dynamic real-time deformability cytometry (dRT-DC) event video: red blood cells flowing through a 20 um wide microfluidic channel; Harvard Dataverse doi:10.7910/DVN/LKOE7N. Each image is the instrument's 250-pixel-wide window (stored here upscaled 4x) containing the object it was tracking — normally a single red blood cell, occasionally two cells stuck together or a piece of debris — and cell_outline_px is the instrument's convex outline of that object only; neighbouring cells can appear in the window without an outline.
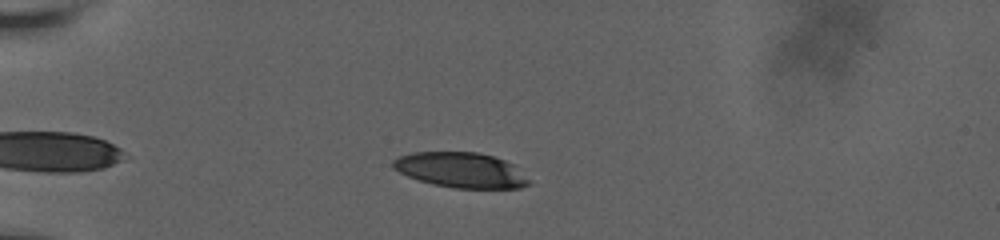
{"species": "human", "species_latin": "Homo sapiens", "temperature_condition": "room temperature", "stored_images_in_passage": 29, "camera_frame_rate_fps": 3000, "um_per_image_px": 0.085, "donor": {"sex": "male"}, "frame": {"image": 1, "passage_image": 5, "time_ms": 1.333, "image_size_px": [1000, 240], "cell_outline_px": [[532, 184], [520, 188], [456, 188], [432, 184], [408, 176], [392, 168], [392, 160], [400, 156], [412, 152], [480, 152], [516, 164]], "centroid_in_image_um": [39.21, 14.45], "position_along_channel_um": 45.8, "area_um2": 28.03}}
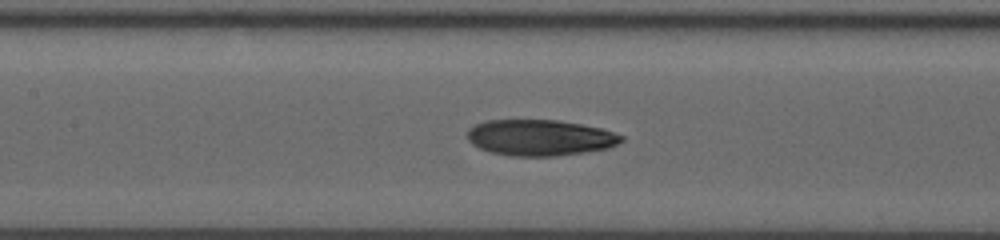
{"frame": {"image": 2, "passage_image": 18, "time_ms": 5.667, "image_size_px": [1000, 240], "cell_outline_px": [[624, 140], [608, 148], [584, 152], [556, 156], [508, 156], [492, 152], [480, 148], [472, 144], [464, 136], [468, 128], [476, 124], [488, 120], [556, 120], [580, 124], [600, 128], [624, 136]], "centroid_in_image_um": [45.85, 11.7], "position_along_channel_um": 161.6, "area_um2": 32.37}}
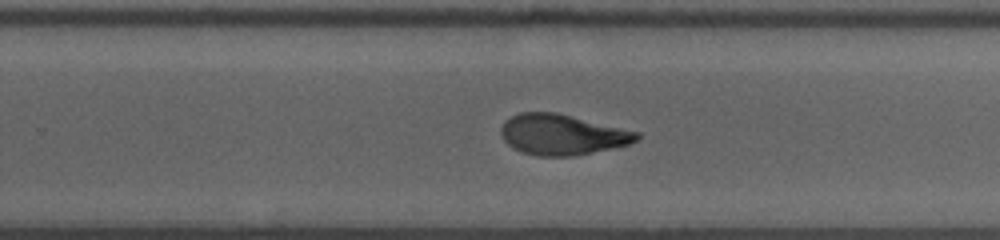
{"frame": {"image": 3, "passage_image": 28, "time_ms": 9.0, "image_size_px": [1000, 240], "cell_outline_px": [[640, 136], [636, 140], [628, 144], [612, 148], [572, 156], [536, 156], [512, 148], [504, 140], [500, 132], [500, 128], [504, 120], [520, 112], [556, 112], [640, 132]], "centroid_in_image_um": [47.75, 11.43], "position_along_channel_um": 282.0, "area_um2": 32.02}}